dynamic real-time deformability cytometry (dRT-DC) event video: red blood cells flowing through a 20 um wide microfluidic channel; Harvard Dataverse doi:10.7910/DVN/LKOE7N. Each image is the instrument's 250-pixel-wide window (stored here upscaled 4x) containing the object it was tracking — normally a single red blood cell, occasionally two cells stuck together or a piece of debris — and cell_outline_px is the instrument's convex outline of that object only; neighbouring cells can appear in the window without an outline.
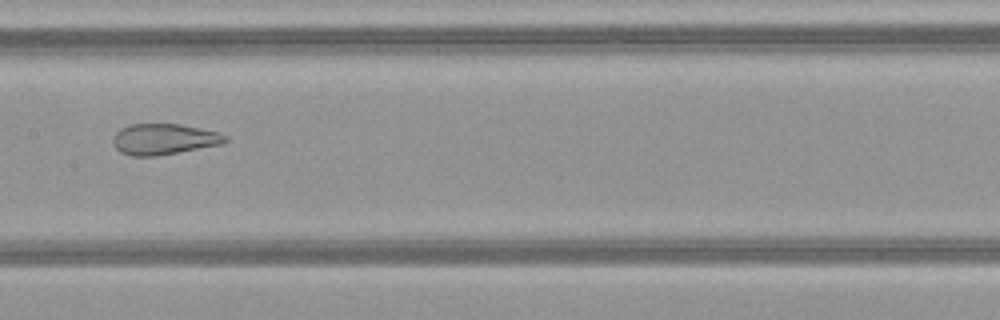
{"species": "common noctule bat (a hibernating species)", "species_latin": "Nyctalus noctula", "temperature_condition": "warm", "stored_images_in_passage": 50, "camera_frame_rate_fps": 3000, "um_per_image_px": 0.085, "animal": {"sex": "female", "body_mass_g": 21.9}, "frame": {"image": 1, "passage_image": 26, "time_ms": 8.333, "image_size_px": [1000, 320], "cell_outline_px": [[228, 140], [220, 144], [156, 156], [132, 156], [120, 152], [112, 144], [112, 136], [120, 128], [128, 124], [180, 124], [220, 132], [228, 136]], "centroid_in_image_um": [13.89, 11.82], "position_along_channel_um": 193.5, "area_um2": 20.29}}
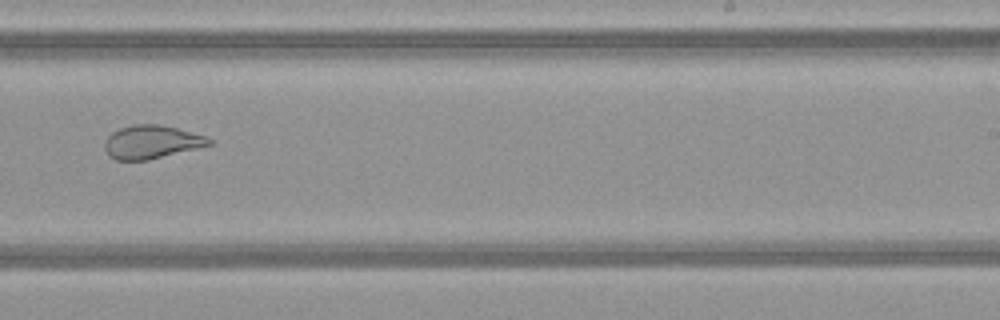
{"frame": {"image": 2, "passage_image": 32, "time_ms": 10.333, "image_size_px": [1000, 320], "cell_outline_px": [[212, 144], [148, 160], [116, 160], [108, 156], [104, 148], [104, 140], [112, 132], [120, 128], [136, 124], [156, 124], [176, 128], [208, 136], [212, 140]], "centroid_in_image_um": [12.85, 12.07], "position_along_channel_um": 276.2, "area_um2": 20.23}}
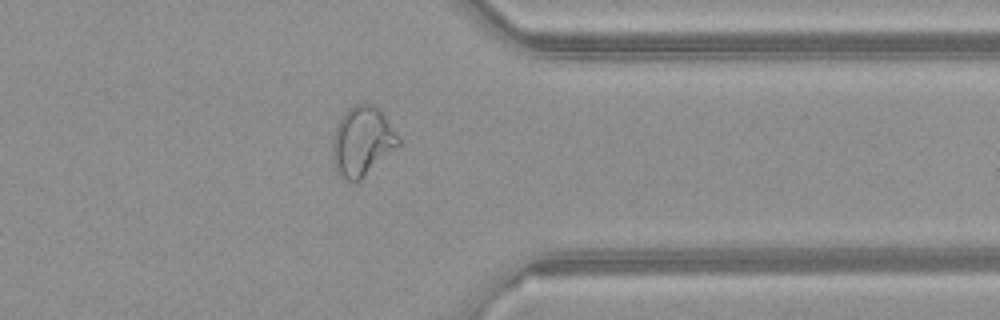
{"frame": {"image": 3, "passage_image": 40, "time_ms": 13.0, "image_size_px": [1000, 320], "cell_outline_px": [[400, 144], [396, 148], [360, 180], [348, 180], [340, 176], [336, 168], [332, 156], [332, 140], [336, 124], [340, 116], [348, 108], [356, 104], [372, 104], [384, 116], [400, 136]], "centroid_in_image_um": [30.77, 11.99], "position_along_channel_um": 380.6, "area_um2": 26.41}, "authors_computed_cell_mechanics": {"area_um2": 29.2179, "velocity_mm_per_s": 4.1611, "shape_relaxation_time_tau1_ms": null, "shape_relaxation_time_tau2_ms": 0.888, "deformation_change_tau1": null, "deformation_change_tau2": 0.0818}}